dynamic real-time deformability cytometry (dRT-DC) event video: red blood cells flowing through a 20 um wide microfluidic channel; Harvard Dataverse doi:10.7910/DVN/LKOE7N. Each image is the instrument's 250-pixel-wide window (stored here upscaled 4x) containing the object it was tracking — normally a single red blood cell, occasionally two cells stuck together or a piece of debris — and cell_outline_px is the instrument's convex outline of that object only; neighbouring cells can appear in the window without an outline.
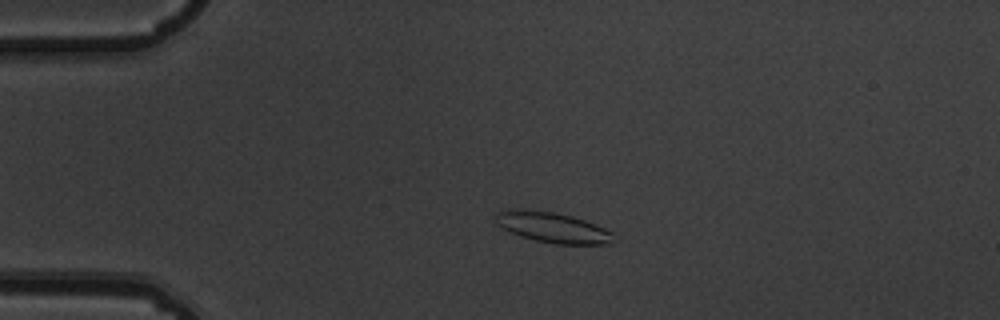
{"species": "common noctule bat (a hibernating species)", "species_latin": "Nyctalus noctula", "temperature_condition": "warm", "stored_images_in_passage": 5, "camera_frame_rate_fps": 3000, "um_per_image_px": 0.085, "animal": {"sex": "male", "body_mass_g": 19.5, "forearm_length_mm": 54.6}, "frame": {"image": 1, "passage_image": 4, "time_ms": 1.0, "image_size_px": [1000, 320], "cell_outline_px": [[616, 240], [612, 244], [556, 244], [536, 240], [520, 236], [496, 224], [496, 212], [504, 208], [520, 208], [552, 212], [572, 216], [596, 224], [612, 232]], "centroid_in_image_um": [46.97, 19.32], "position_along_channel_um": 38.0, "area_um2": 21.1}}